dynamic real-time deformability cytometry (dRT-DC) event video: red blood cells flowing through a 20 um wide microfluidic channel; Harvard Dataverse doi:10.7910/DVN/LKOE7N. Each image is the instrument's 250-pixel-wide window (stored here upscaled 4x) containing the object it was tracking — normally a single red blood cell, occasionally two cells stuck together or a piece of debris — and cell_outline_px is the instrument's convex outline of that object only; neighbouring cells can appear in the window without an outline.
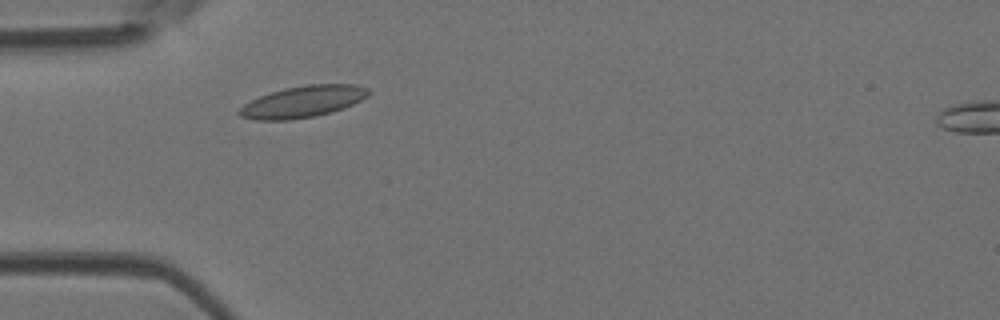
{"species": "Egyptian fruit bat (a non-hibernating species)", "species_latin": "Rousettus aegyptiacus", "temperature_condition": "room temperature", "stored_images_in_passage": 2, "camera_frame_rate_fps": 3000, "um_per_image_px": 0.085, "animal": {"sex": "female"}, "frame": {"image": 1, "passage_image": 1, "time_ms": 0.0, "image_size_px": [1000, 320], "cell_outline_px": [[372, 92], [368, 96], [352, 104], [332, 112], [316, 116], [288, 120], [256, 120], [240, 116], [236, 112], [244, 104], [260, 96], [284, 88], [308, 84], [356, 84], [368, 88]], "centroid_in_image_um": [25.76, 8.64], "position_along_channel_um": 59.2, "area_um2": 23.76}}